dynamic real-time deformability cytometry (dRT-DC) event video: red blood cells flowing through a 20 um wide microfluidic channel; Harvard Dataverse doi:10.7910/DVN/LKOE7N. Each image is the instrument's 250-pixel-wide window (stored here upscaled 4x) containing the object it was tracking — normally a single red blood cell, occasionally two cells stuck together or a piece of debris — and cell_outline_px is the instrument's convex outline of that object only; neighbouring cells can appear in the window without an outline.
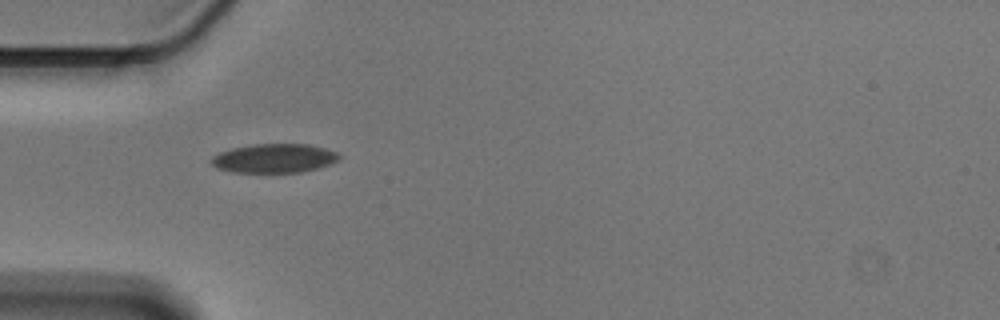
{"species": "Egyptian fruit bat (a non-hibernating species)", "species_latin": "Rousettus aegyptiacus", "temperature_condition": "cold", "stored_images_in_passage": 40, "camera_frame_rate_fps": 3000, "um_per_image_px": 0.085, "animal": {"sex": "male"}, "frame": {"image": 1, "passage_image": 1, "time_ms": 0.0, "image_size_px": [1000, 320], "cell_outline_px": [[340, 160], [332, 164], [300, 172], [232, 172], [216, 168], [208, 160], [212, 156], [220, 152], [232, 148], [252, 144], [308, 144], [324, 148], [336, 152], [340, 156]], "centroid_in_image_um": [23.28, 13.45], "position_along_channel_um": 61.7, "area_um2": 21.68}}
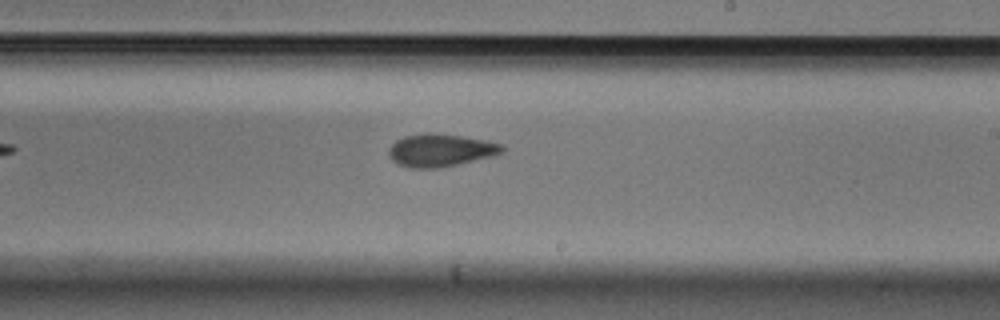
{"frame": {"image": 2, "passage_image": 17, "time_ms": 5.333, "image_size_px": [1000, 320], "cell_outline_px": [[504, 152], [496, 156], [440, 168], [408, 168], [392, 160], [388, 156], [388, 148], [396, 140], [404, 136], [424, 132], [428, 132], [460, 136], [484, 140], [504, 144]], "centroid_in_image_um": [37.45, 12.77], "position_along_channel_um": 251.5, "area_um2": 21.91}}
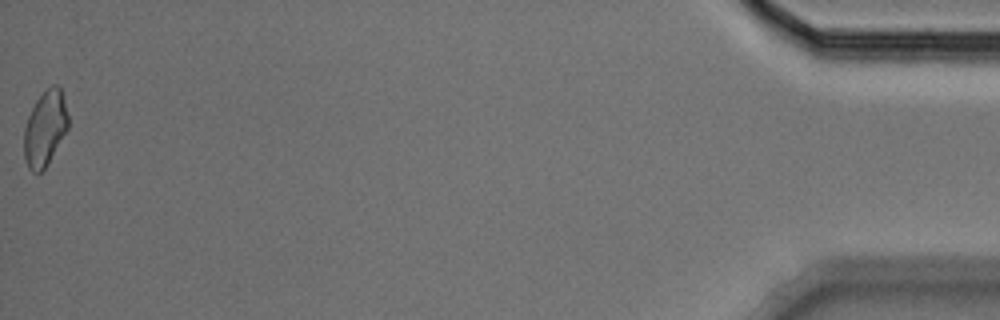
{"frame": {"image": 3, "passage_image": 40, "time_ms": 13.0, "image_size_px": [1000, 320], "cell_outline_px": [[68, 128], [48, 164], [40, 172], [32, 172], [28, 168], [24, 160], [24, 128], [28, 116], [36, 100], [52, 84], [56, 84], [60, 88], [64, 100], [68, 116]], "centroid_in_image_um": [3.82, 10.93], "position_along_channel_um": 431.4, "area_um2": 19.25}, "authors_computed_cell_mechanics": {"area_um2": 21.2993, "velocity_mm_per_s": 3.5861, "shape_relaxation_time_tau1_ms": 3.638, "shape_relaxation_time_tau2_ms": 3.5832, "deformation_change_tau1": 0.0825, "deformation_change_tau2": 0.0898}}